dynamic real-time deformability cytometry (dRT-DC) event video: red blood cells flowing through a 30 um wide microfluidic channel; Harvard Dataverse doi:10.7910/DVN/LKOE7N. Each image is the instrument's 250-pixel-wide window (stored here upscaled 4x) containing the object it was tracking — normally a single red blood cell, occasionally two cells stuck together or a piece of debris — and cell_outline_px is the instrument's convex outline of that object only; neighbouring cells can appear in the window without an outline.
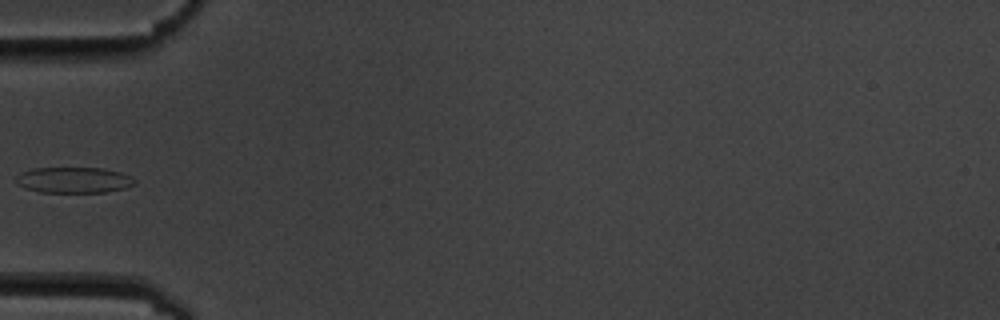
{"species": "common noctule bat (a hibernating species)", "species_latin": "Nyctalus noctula", "temperature_condition": "cold", "stored_images_in_passage": 4, "camera_frame_rate_fps": 3000, "um_per_image_px": 0.085, "animal": {"sex": "male", "body_mass_g": 19.5, "forearm_length_mm": 54.6}, "frame": {"image": 1, "passage_image": 4, "time_ms": 3.667, "image_size_px": [1000, 320], "cell_outline_px": [[136, 184], [128, 188], [108, 192], [40, 192], [24, 188], [16, 184], [16, 176], [20, 172], [32, 168], [104, 168], [120, 172], [132, 176], [136, 180]], "centroid_in_image_um": [6.3, 15.3], "position_along_channel_um": 78.7, "area_um2": 18.21}}